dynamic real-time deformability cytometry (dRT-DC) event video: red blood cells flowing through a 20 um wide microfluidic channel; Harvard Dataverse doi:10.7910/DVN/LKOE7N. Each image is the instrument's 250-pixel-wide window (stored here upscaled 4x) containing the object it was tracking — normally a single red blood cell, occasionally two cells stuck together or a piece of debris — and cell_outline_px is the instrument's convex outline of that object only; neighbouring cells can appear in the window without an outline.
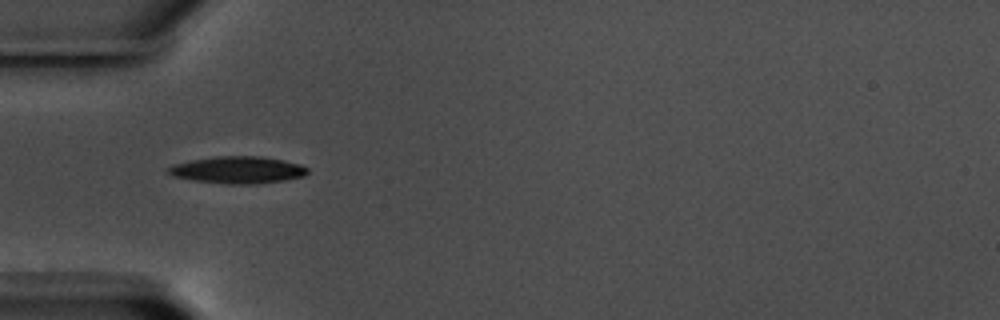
{"species": "common noctule bat (a hibernating species)", "species_latin": "Nyctalus noctula", "temperature_condition": "warm", "stored_images_in_passage": 36, "camera_frame_rate_fps": 3000, "um_per_image_px": 0.085, "animal": {"sex": "male", "body_mass_g": 17.5, "forearm_length_mm": 52.3}, "frame": {"image": 1, "passage_image": 1, "time_ms": 0.0, "image_size_px": [1000, 320], "cell_outline_px": [[308, 172], [304, 176], [284, 180], [252, 184], [228, 184], [192, 180], [172, 176], [168, 172], [168, 168], [172, 164], [192, 160], [216, 156], [260, 156], [284, 160], [300, 164], [308, 168]], "centroid_in_image_um": [20.21, 14.44], "position_along_channel_um": 64.8, "area_um2": 21.91}}
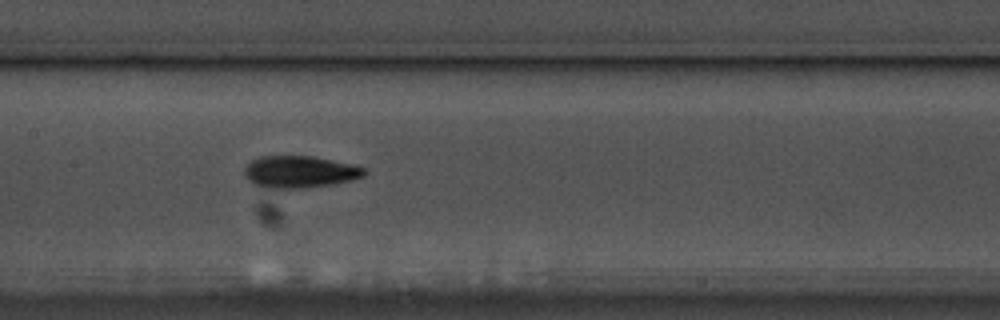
{"frame": {"image": 2, "passage_image": 11, "time_ms": 3.333, "image_size_px": [1000, 320], "cell_outline_px": [[368, 172], [364, 176], [332, 184], [304, 188], [268, 188], [252, 184], [244, 176], [244, 168], [252, 160], [260, 156], [312, 156], [332, 160], [364, 168]], "centroid_in_image_um": [25.42, 14.61], "position_along_channel_um": 182.0, "area_um2": 22.2}}
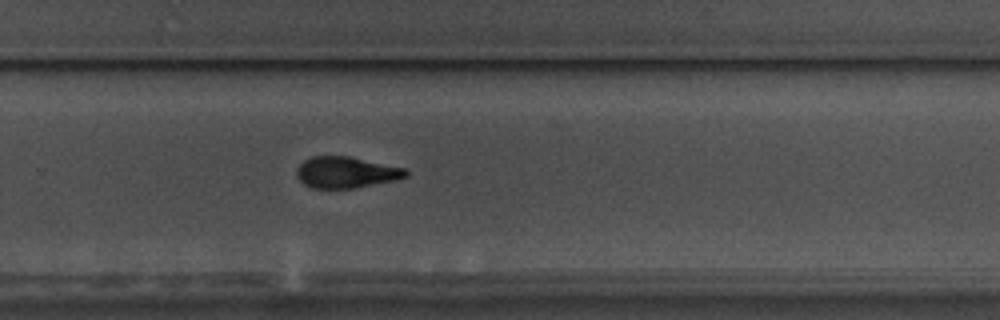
{"frame": {"image": 3, "passage_image": 21, "time_ms": 6.667, "image_size_px": [1000, 320], "cell_outline_px": [[408, 176], [396, 180], [352, 188], [312, 188], [304, 184], [296, 176], [296, 168], [304, 160], [312, 156], [348, 156], [408, 168]], "centroid_in_image_um": [29.43, 14.64], "position_along_channel_um": 300.4, "area_um2": 20.0}, "authors_computed_cell_mechanics": {"area_um2": 21.0103, "velocity_mm_per_s": 3.5629, "shape_relaxation_time_tau1_ms": 3.5818, "shape_relaxation_time_tau2_ms": 3.3651, "deformation_change_tau1": 0.1548, "deformation_change_tau2": 0.1129}}